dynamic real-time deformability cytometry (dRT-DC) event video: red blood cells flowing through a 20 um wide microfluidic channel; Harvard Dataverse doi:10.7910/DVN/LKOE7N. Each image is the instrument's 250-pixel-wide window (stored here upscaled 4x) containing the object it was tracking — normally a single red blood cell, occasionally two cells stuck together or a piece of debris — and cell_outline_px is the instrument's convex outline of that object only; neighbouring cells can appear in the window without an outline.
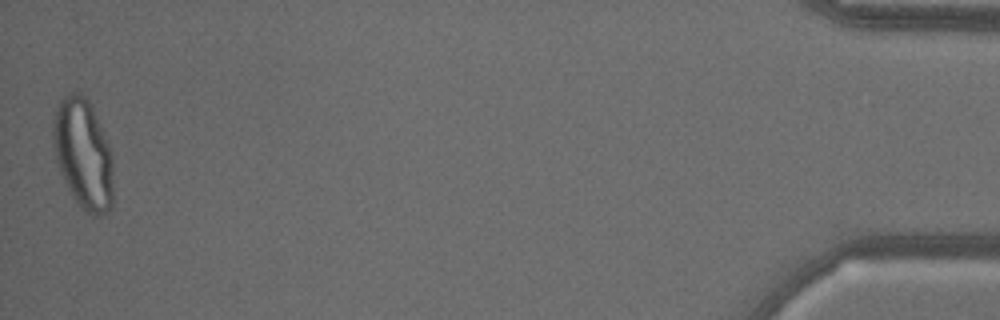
{"species": "common noctule bat (a hibernating species)", "species_latin": "Nyctalus noctula", "temperature_condition": "warm", "stored_images_in_passage": 52, "camera_frame_rate_fps": 3000, "um_per_image_px": 0.085, "animal": {"sex": "male", "body_mass_g": 18.8}, "frame": {"image": 1, "passage_image": 52, "time_ms": 17.0, "image_size_px": [1000, 320], "cell_outline_px": [[112, 208], [108, 212], [100, 216], [92, 216], [80, 208], [72, 196], [60, 172], [56, 160], [52, 144], [52, 120], [60, 100], [68, 92], [80, 92], [88, 100], [92, 108], [108, 144], [112, 156]], "centroid_in_image_um": [7.05, 13.11], "position_along_channel_um": 428.2, "area_um2": 38.78}}